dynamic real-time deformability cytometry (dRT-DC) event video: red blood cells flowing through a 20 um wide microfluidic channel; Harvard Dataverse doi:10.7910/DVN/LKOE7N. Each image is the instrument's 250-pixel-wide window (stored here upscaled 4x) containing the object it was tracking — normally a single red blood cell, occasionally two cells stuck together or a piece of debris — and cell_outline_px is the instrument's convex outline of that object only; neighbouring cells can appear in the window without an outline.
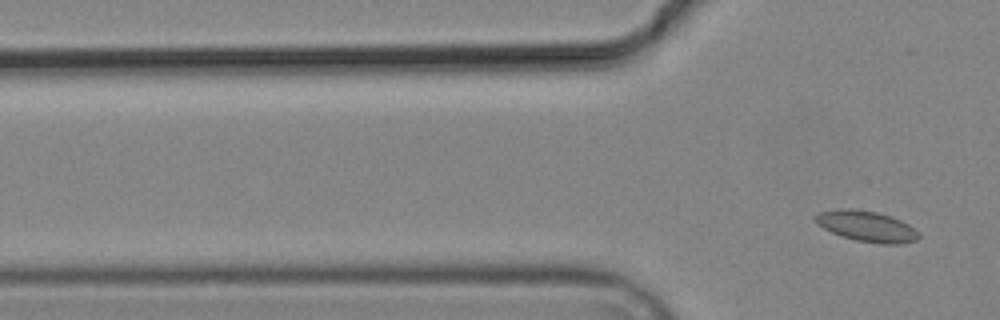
{"species": "common noctule bat (a hibernating species)", "species_latin": "Nyctalus noctula", "temperature_condition": "cold", "stored_images_in_passage": 8, "segment_of_instrument_passage": [2, 2], "camera_frame_rate_fps": 3000, "um_per_image_px": 0.085, "animal": {"sex": "male", "body_mass_g": 19.2, "forearm_length_mm": 51.8}, "frame": {"image": 1, "passage_image": 8, "time_ms": 8.333, "image_size_px": [1000, 320], "cell_outline_px": [[920, 236], [916, 240], [896, 244], [880, 244], [856, 240], [840, 236], [816, 224], [812, 220], [812, 216], [816, 212], [840, 208], [852, 208], [876, 212], [892, 216], [908, 224]], "centroid_in_image_um": [73.57, 19.21], "position_along_channel_um": 52.2, "area_um2": 18.67}}